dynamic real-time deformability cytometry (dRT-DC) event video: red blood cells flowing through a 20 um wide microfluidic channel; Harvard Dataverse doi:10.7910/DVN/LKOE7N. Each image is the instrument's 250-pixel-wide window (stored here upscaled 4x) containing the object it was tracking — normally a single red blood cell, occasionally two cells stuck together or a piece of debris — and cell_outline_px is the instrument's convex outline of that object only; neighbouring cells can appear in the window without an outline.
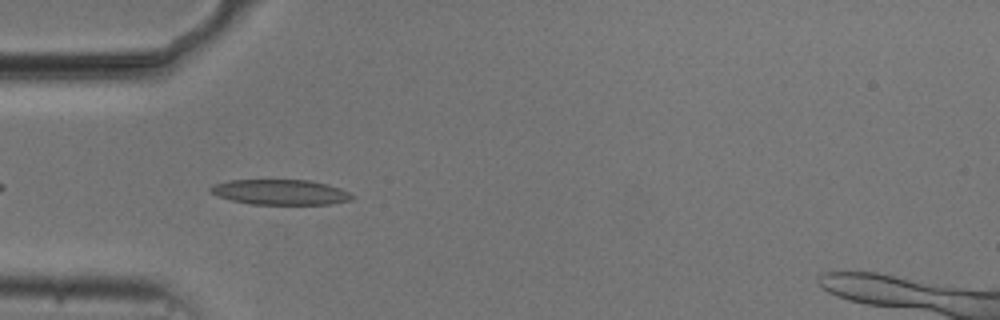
{"species": "common noctule bat (a hibernating species)", "species_latin": "Nyctalus noctula", "temperature_condition": "cold", "stored_images_in_passage": 40, "camera_frame_rate_fps": 3000, "um_per_image_px": 0.085, "animal": {"sex": "male", "body_mass_g": 20.5, "forearm_length_mm": 52.5}, "frame": {"image": 1, "passage_image": 3, "time_ms": 0.667, "image_size_px": [1000, 320], "cell_outline_px": [[356, 196], [352, 200], [332, 204], [252, 204], [232, 200], [208, 192], [208, 188], [212, 184], [228, 180], [312, 180], [328, 184], [340, 188]], "centroid_in_image_um": [23.84, 16.32], "position_along_channel_um": 61.2, "area_um2": 20.98}}
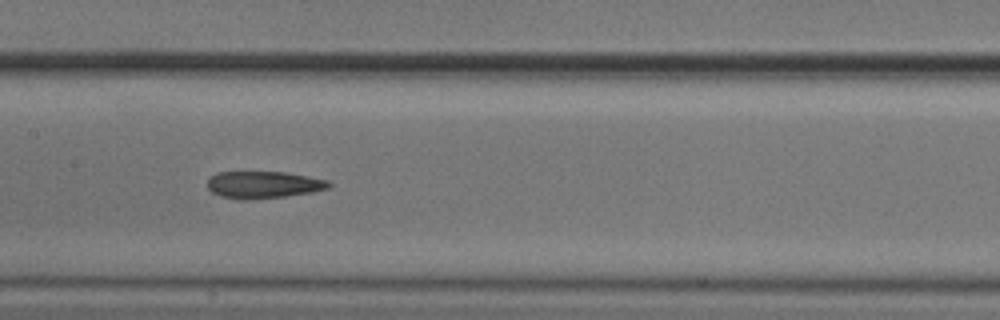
{"frame": {"image": 2, "passage_image": 13, "time_ms": 4.0, "image_size_px": [1000, 320], "cell_outline_px": [[332, 184], [328, 188], [312, 192], [284, 196], [248, 200], [240, 200], [220, 196], [212, 192], [208, 188], [208, 176], [216, 172], [284, 172], [328, 180]], "centroid_in_image_um": [22.35, 15.7], "position_along_channel_um": 185.1, "area_um2": 19.19}}
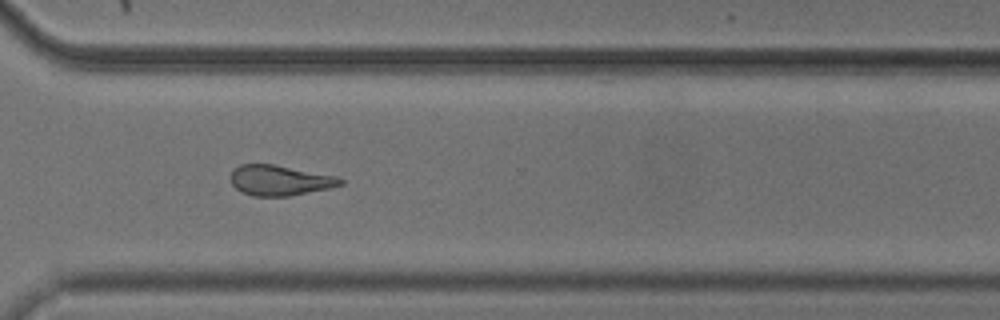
{"frame": {"image": 3, "passage_image": 26, "time_ms": 8.333, "image_size_px": [1000, 320], "cell_outline_px": [[344, 184], [328, 188], [288, 196], [252, 196], [240, 192], [232, 184], [232, 172], [240, 164], [272, 164], [336, 176], [344, 180]], "centroid_in_image_um": [23.77, 15.33], "position_along_channel_um": 346.8, "area_um2": 19.13}, "authors_computed_cell_mechanics": {"area_um2": 19.7387, "velocity_mm_per_s": 3.7598, "shape_relaxation_time_tau1_ms": null, "shape_relaxation_time_tau2_ms": 7.0376, "deformation_change_tau1": null, "deformation_change_tau2": 0.1767}}